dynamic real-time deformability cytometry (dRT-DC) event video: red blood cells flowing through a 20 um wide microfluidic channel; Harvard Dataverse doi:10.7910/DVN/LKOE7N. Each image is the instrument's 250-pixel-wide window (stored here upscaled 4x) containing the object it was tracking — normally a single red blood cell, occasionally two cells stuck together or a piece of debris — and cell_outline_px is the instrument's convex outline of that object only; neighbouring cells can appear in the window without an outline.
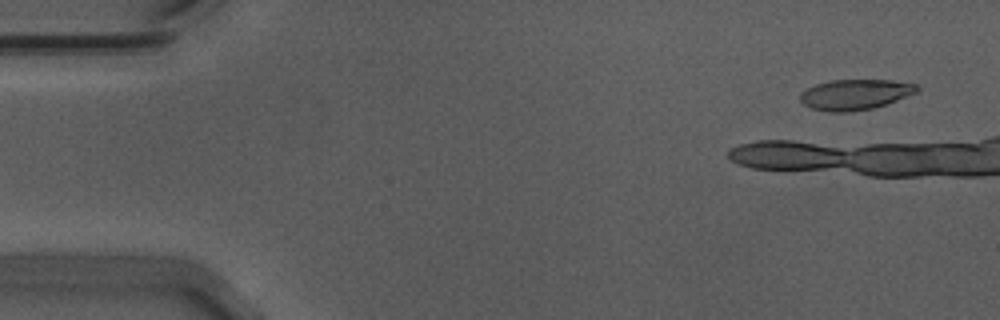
{"species": "Egyptian fruit bat (a non-hibernating species)", "species_latin": "Rousettus aegyptiacus", "temperature_condition": "warm", "stored_images_in_passage": 19, "camera_frame_rate_fps": 3000, "um_per_image_px": 0.085, "animal": {"sex": "male"}, "frame": {"image": 1, "passage_image": 1, "time_ms": 0.0, "image_size_px": [1000, 320], "cell_outline_px": [[920, 88], [916, 92], [896, 100], [872, 108], [848, 112], [828, 112], [812, 108], [804, 104], [800, 100], [800, 92], [816, 84], [828, 80], [888, 80], [916, 84]], "centroid_in_image_um": [72.64, 8.03], "position_along_channel_um": 12.4, "area_um2": 20.52}}